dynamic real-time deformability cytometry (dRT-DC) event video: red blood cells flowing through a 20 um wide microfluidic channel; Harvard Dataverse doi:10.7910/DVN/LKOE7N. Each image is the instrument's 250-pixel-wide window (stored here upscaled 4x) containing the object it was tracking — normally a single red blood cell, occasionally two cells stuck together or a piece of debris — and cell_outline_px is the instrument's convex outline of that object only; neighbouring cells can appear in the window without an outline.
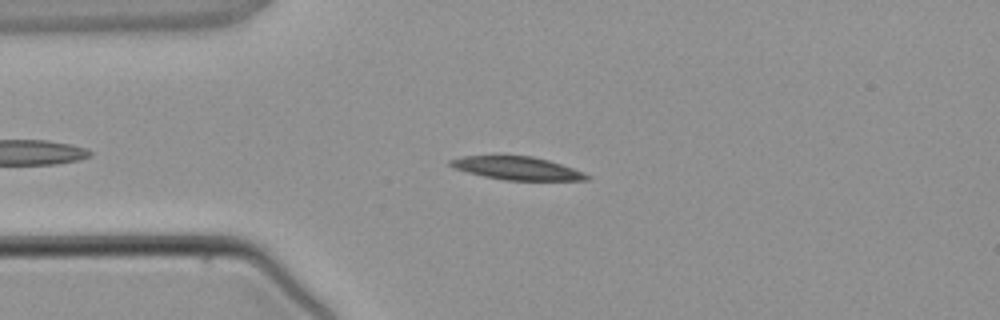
{"species": "common noctule bat (a hibernating species)", "species_latin": "Nyctalus noctula", "temperature_condition": "warm", "stored_images_in_passage": 2, "camera_frame_rate_fps": 3000, "um_per_image_px": 0.085, "animal": {"sex": "male", "body_mass_g": 21.5, "forearm_length_mm": 52.0}, "frame": {"image": 1, "passage_image": 2, "time_ms": 1.0, "image_size_px": [1000, 320], "cell_outline_px": [[592, 176], [588, 180], [504, 180], [484, 176], [452, 168], [448, 164], [448, 160], [460, 156], [532, 156], [548, 160], [584, 172]], "centroid_in_image_um": [43.92, 14.3], "position_along_channel_um": 41.1, "area_um2": 18.32}}